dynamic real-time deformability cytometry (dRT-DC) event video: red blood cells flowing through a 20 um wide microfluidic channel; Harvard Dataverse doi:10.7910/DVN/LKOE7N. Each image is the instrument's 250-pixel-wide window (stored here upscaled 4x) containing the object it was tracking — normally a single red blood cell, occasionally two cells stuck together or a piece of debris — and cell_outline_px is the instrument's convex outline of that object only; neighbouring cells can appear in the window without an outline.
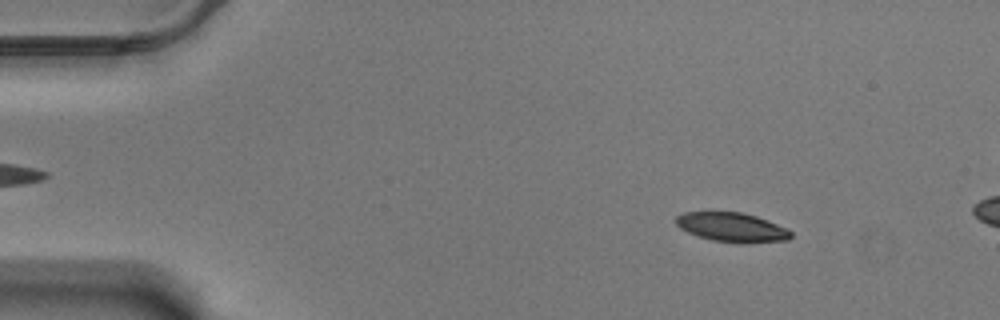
{"species": "Egyptian fruit bat (a non-hibernating species)", "species_latin": "Rousettus aegyptiacus", "temperature_condition": "warm", "stored_images_in_passage": 15, "camera_frame_rate_fps": 3000, "um_per_image_px": 0.085, "animal": {"sex": "male"}, "frame": {"image": 1, "passage_image": 9, "time_ms": 2.667, "image_size_px": [1000, 320], "cell_outline_px": [[792, 236], [788, 240], [712, 240], [688, 232], [680, 228], [676, 224], [676, 216], [684, 212], [744, 212], [756, 216], [788, 228], [792, 232]], "centroid_in_image_um": [62.18, 19.25], "position_along_channel_um": 22.8, "area_um2": 18.61}}